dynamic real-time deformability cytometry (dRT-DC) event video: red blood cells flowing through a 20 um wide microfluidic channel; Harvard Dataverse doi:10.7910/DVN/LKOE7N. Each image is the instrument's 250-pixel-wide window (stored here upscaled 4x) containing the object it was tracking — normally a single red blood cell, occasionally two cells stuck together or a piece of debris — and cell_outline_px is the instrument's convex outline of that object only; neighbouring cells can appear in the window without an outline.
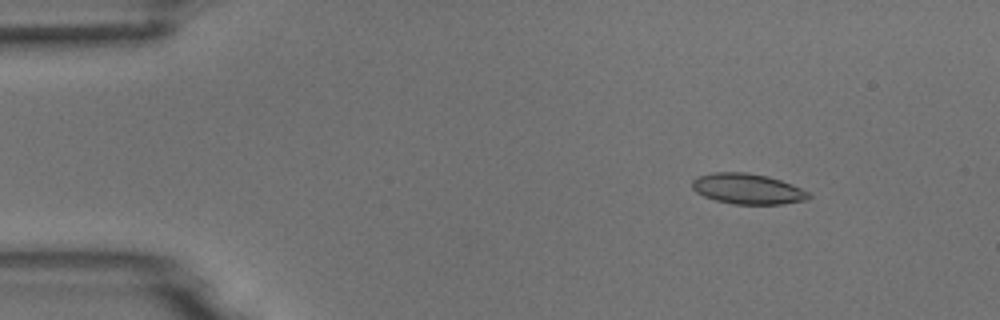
{"species": "common noctule bat (a hibernating species)", "species_latin": "Nyctalus noctula", "temperature_condition": "room temperature", "stored_images_in_passage": 47, "camera_frame_rate_fps": 3000, "um_per_image_px": 0.085, "animal": {"sex": "male", "body_mass_g": 18.8}, "frame": {"image": 1, "passage_image": 1, "time_ms": 0.0, "image_size_px": [1000, 320], "cell_outline_px": [[812, 196], [804, 200], [780, 204], [736, 204], [716, 200], [704, 196], [696, 192], [692, 188], [692, 180], [696, 176], [712, 172], [748, 172], [768, 176], [792, 184], [808, 192]], "centroid_in_image_um": [63.51, 16.03], "position_along_channel_um": 21.5, "area_um2": 20.69}}
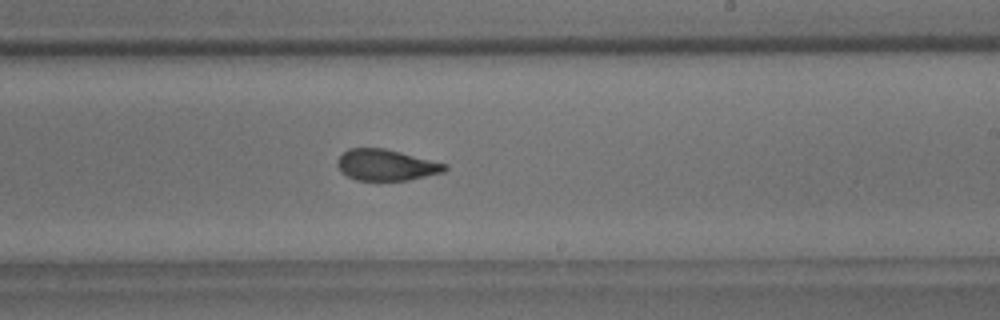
{"frame": {"image": 2, "passage_image": 26, "time_ms": 8.333, "image_size_px": [1000, 320], "cell_outline_px": [[448, 168], [444, 172], [408, 180], [356, 180], [340, 172], [336, 164], [336, 160], [348, 148], [384, 148], [448, 164]], "centroid_in_image_um": [32.81, 14.02], "position_along_channel_um": 256.2, "area_um2": 19.54}}
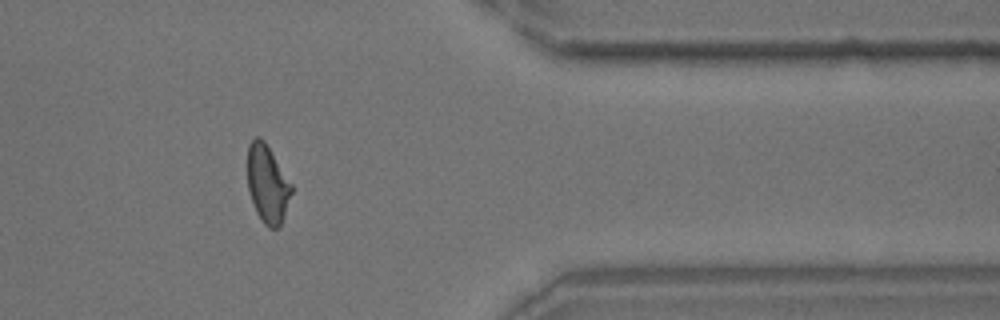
{"frame": {"image": 3, "passage_image": 38, "time_ms": 12.333, "image_size_px": [1000, 320], "cell_outline_px": [[292, 192], [280, 228], [268, 228], [264, 224], [256, 212], [248, 188], [248, 144], [256, 136], [260, 136], [264, 140], [292, 184]], "centroid_in_image_um": [22.74, 15.64], "position_along_channel_um": 388.7, "area_um2": 19.88}, "authors_computed_cell_mechanics": {"area_um2": 20.3456, "velocity_mm_per_s": 3.7712, "shape_relaxation_time_tau1_ms": 6.5978, "shape_relaxation_time_tau2_ms": 1.0895, "deformation_change_tau1": 0.1697, "deformation_change_tau2": 0.059}}